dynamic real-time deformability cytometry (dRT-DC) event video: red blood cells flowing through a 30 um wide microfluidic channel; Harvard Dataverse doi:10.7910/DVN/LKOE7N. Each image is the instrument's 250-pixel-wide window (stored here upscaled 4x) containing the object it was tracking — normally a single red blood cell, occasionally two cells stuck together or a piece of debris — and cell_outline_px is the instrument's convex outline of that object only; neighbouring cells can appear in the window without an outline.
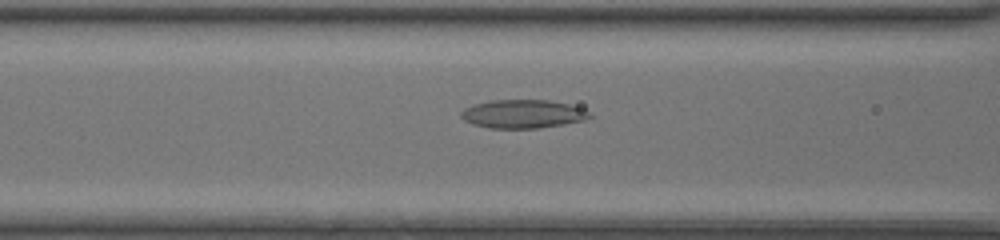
{"species": "common noctule bat (a hibernating species)", "species_latin": "Nyctalus noctula", "temperature_condition": "room temperature", "stored_images_in_passage": 37, "camera_frame_rate_fps": 3000, "um_per_image_px": 0.085, "animal": {"sex": "female", "body_mass_g": 20.0, "forearm_length_mm": 54.0}, "frame": {"image": 1, "passage_image": 10, "time_ms": 3.0, "image_size_px": [1000, 240], "cell_outline_px": [[592, 116], [584, 120], [564, 124], [540, 128], [488, 128], [472, 124], [464, 120], [460, 116], [460, 112], [464, 108], [472, 104], [488, 100], [548, 100], [568, 104], [584, 108], [592, 112]], "centroid_in_image_um": [44.43, 9.68], "position_along_channel_um": 122.2, "area_um2": 21.62}}
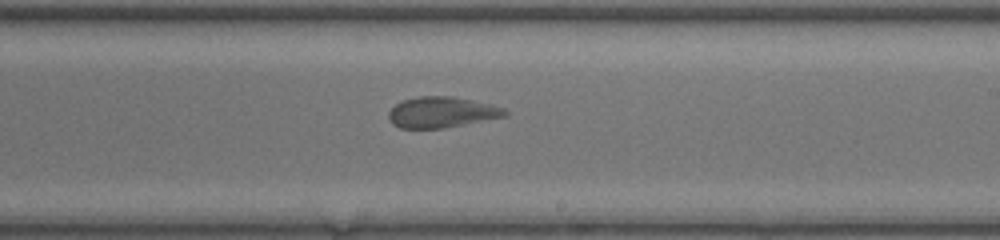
{"frame": {"image": 2, "passage_image": 19, "time_ms": 6.0, "image_size_px": [1000, 240], "cell_outline_px": [[508, 116], [444, 128], [400, 128], [392, 124], [388, 116], [388, 112], [396, 104], [404, 100], [420, 96], [452, 96], [472, 100], [504, 108], [508, 112]], "centroid_in_image_um": [37.55, 9.55], "position_along_channel_um": 251.5, "area_um2": 20.81}}
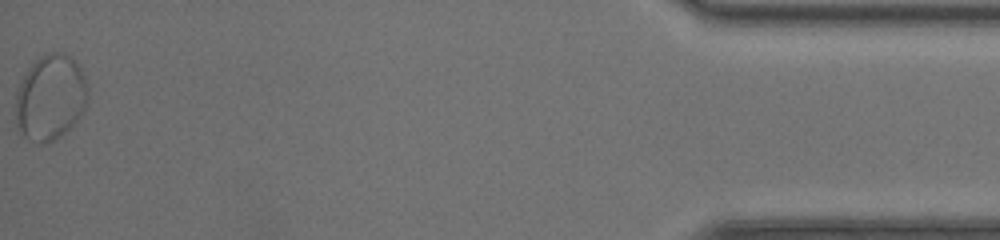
{"frame": {"image": 3, "passage_image": 37, "time_ms": 12.0, "image_size_px": [1000, 240], "cell_outline_px": [[88, 100], [80, 116], [60, 136], [52, 140], [40, 144], [28, 140], [20, 136], [16, 124], [16, 88], [28, 68], [40, 56], [48, 52], [64, 52], [72, 56], [80, 68], [84, 76], [88, 88]], "centroid_in_image_um": [4.26, 8.28], "position_along_channel_um": 430.9, "area_um2": 36.36}}